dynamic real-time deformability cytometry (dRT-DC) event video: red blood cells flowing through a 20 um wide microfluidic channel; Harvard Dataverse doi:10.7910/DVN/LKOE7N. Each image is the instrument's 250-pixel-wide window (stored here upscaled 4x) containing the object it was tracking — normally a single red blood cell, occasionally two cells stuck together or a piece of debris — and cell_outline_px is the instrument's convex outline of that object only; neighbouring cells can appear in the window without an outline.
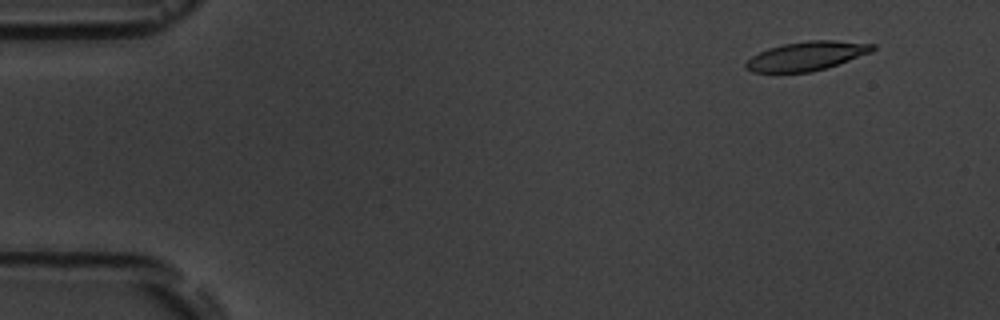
{"species": "common noctule bat (a hibernating species)", "species_latin": "Nyctalus noctula", "temperature_condition": "room temperature", "stored_images_in_passage": 8, "camera_frame_rate_fps": 3000, "um_per_image_px": 0.085, "animal": {"sex": "male", "body_mass_g": 19.5, "forearm_length_mm": 54.6}, "frame": {"image": 1, "passage_image": 2, "time_ms": 1.333, "image_size_px": [1000, 320], "cell_outline_px": [[876, 48], [872, 52], [828, 68], [812, 72], [752, 72], [744, 68], [744, 64], [752, 56], [768, 48], [784, 44], [808, 40], [832, 40], [876, 44]], "centroid_in_image_um": [68.58, 4.76], "position_along_channel_um": 16.4, "area_um2": 21.5}}
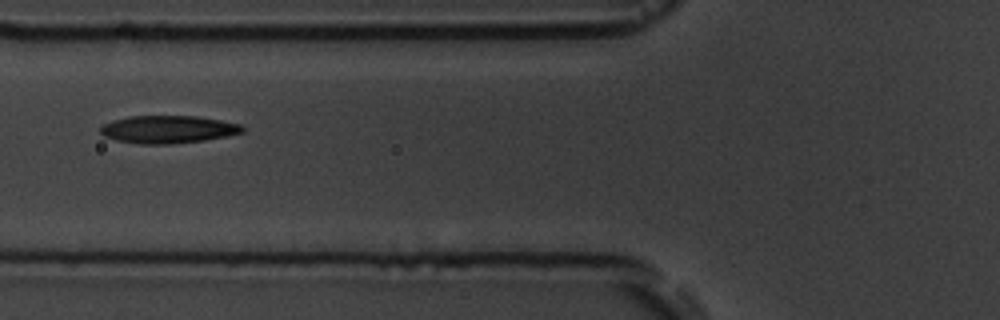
{"frame": {"image": 2, "passage_image": 7, "time_ms": 7.0, "image_size_px": [1000, 320], "cell_outline_px": [[248, 128], [244, 132], [228, 136], [204, 140], [172, 144], [140, 144], [116, 140], [104, 136], [100, 132], [100, 128], [104, 124], [112, 120], [128, 116], [196, 116], [220, 120], [240, 124]], "centroid_in_image_um": [14.31, 11.0], "position_along_channel_um": 111.5, "area_um2": 23.06}}
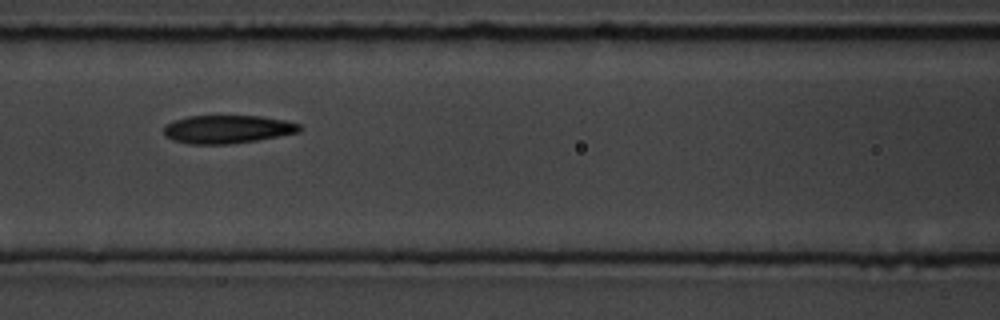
{"frame": {"image": 3, "passage_image": 8, "time_ms": 8.0, "image_size_px": [1000, 320], "cell_outline_px": [[300, 132], [256, 140], [228, 144], [188, 144], [172, 140], [164, 136], [164, 124], [172, 120], [188, 116], [260, 116], [284, 120], [300, 124]], "centroid_in_image_um": [19.26, 10.98], "position_along_channel_um": 147.3, "area_um2": 22.37}}